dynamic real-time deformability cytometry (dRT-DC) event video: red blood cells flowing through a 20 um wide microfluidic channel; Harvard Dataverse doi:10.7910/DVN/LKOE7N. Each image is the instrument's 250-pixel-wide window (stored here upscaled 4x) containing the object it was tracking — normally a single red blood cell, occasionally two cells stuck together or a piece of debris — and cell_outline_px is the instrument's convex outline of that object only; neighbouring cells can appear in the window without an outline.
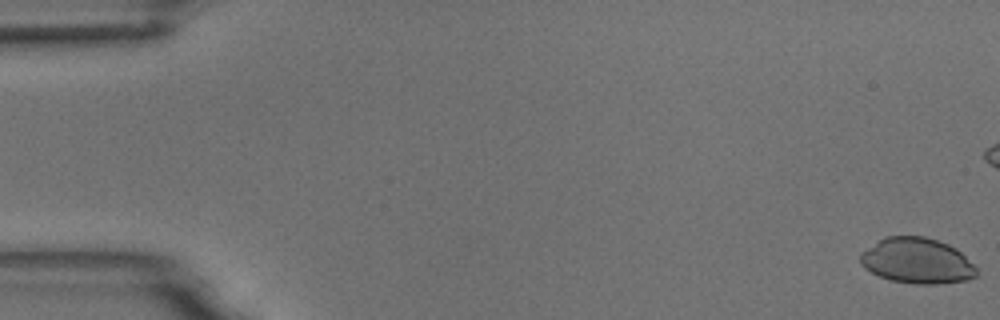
{"species": "common noctule bat (a hibernating species)", "species_latin": "Nyctalus noctula", "temperature_condition": "room temperature", "stored_images_in_passage": 4, "camera_frame_rate_fps": 3000, "um_per_image_px": 0.085, "animal": {"sex": "male", "body_mass_g": 18.8}, "frame": {"image": 1, "passage_image": 1, "time_ms": 0.0, "image_size_px": [1000, 320], "cell_outline_px": [[976, 276], [968, 280], [936, 284], [916, 284], [888, 280], [864, 268], [860, 264], [860, 252], [884, 236], [924, 236], [948, 244], [956, 248], [976, 268]], "centroid_in_image_um": [77.9, 22.17], "position_along_channel_um": 7.1, "area_um2": 30.92}}